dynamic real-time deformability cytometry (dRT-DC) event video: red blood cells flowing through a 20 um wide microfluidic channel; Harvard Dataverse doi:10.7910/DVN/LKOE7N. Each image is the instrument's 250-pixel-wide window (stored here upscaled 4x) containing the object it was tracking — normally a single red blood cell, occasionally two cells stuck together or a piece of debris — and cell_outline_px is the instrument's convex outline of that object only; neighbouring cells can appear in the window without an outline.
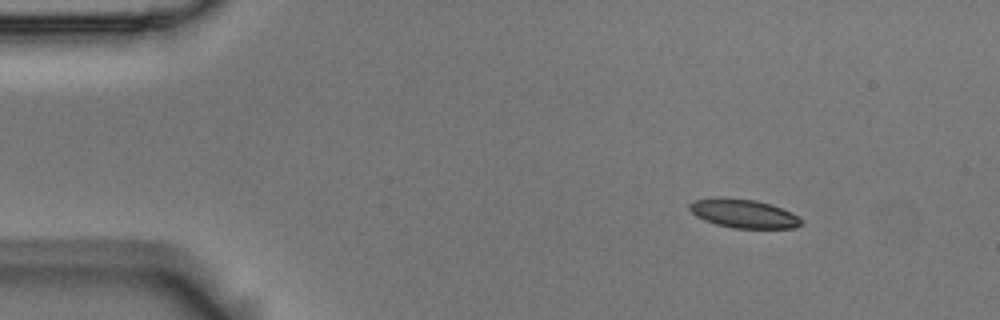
{"species": "Egyptian fruit bat (a non-hibernating species)", "species_latin": "Rousettus aegyptiacus", "temperature_condition": "room temperature", "stored_images_in_passage": 50, "segment_of_instrument_passage": [1, 2], "camera_frame_rate_fps": 3000, "um_per_image_px": 0.085, "animal": {"sex": "male"}, "frame": {"image": 1, "passage_image": 1, "time_ms": 0.0, "image_size_px": [1000, 320], "cell_outline_px": [[804, 224], [796, 228], [732, 228], [716, 224], [704, 220], [696, 216], [688, 208], [688, 204], [696, 200], [712, 196], [720, 196], [756, 200], [792, 212]], "centroid_in_image_um": [63.15, 18.14], "position_along_channel_um": 21.8, "area_um2": 18.84}}
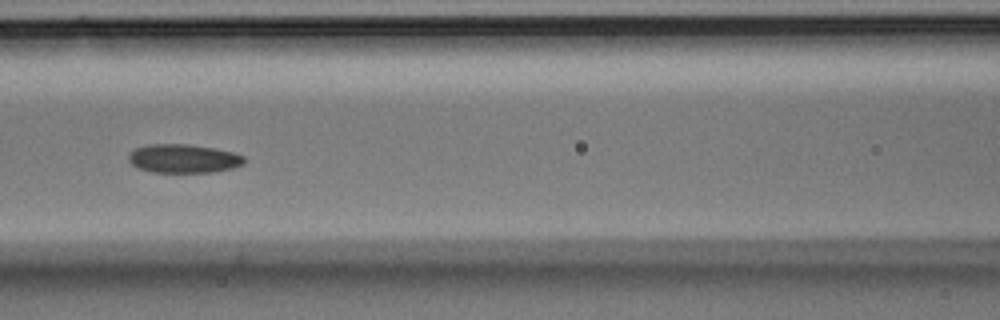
{"frame": {"image": 2, "passage_image": 18, "time_ms": 5.667, "image_size_px": [1000, 320], "cell_outline_px": [[244, 164], [232, 168], [212, 172], [152, 172], [140, 168], [132, 164], [128, 160], [128, 156], [136, 148], [148, 144], [188, 144], [212, 148], [232, 152], [244, 156]], "centroid_in_image_um": [15.6, 13.48], "position_along_channel_um": 151.0, "area_um2": 19.13}}
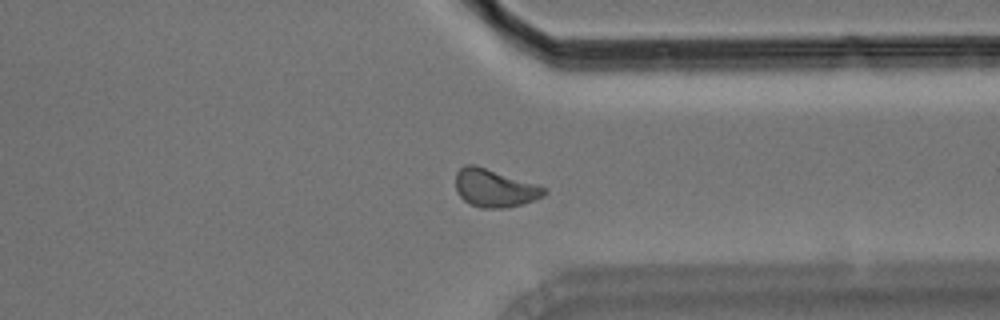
{"frame": {"image": 3, "passage_image": 36, "time_ms": 11.667, "image_size_px": [1000, 320], "cell_outline_px": [[548, 192], [544, 196], [520, 204], [504, 208], [480, 208], [464, 200], [456, 192], [456, 172], [464, 164], [476, 164], [548, 188]], "centroid_in_image_um": [42.03, 15.97], "position_along_channel_um": 369.4, "area_um2": 19.59}}